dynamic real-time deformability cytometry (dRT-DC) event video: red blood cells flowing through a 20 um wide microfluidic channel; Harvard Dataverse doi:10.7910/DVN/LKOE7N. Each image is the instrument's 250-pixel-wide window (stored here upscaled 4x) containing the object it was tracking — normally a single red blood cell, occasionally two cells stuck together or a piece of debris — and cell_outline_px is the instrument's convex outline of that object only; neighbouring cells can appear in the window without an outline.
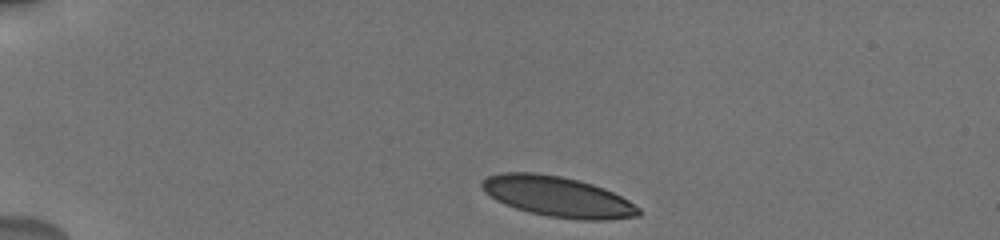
{"species": "human", "species_latin": "Homo sapiens", "temperature_condition": "cold", "stored_images_in_passage": 34, "camera_frame_rate_fps": 3000, "um_per_image_px": 0.085, "donor": {"sex": "male"}, "frame": {"image": 1, "passage_image": 1, "time_ms": 0.0, "image_size_px": [1000, 240], "cell_outline_px": [[640, 216], [608, 220], [580, 220], [548, 216], [528, 212], [504, 204], [496, 200], [484, 192], [480, 184], [488, 176], [500, 172], [536, 172], [560, 176], [592, 184], [604, 188], [628, 200], [640, 208]], "centroid_in_image_um": [47.39, 16.72], "position_along_channel_um": 37.6, "area_um2": 36.93}}
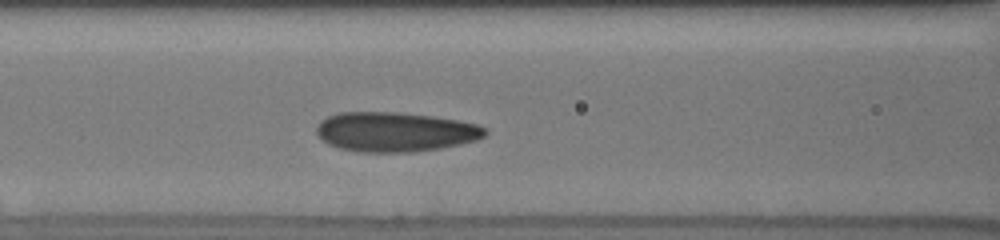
{"frame": {"image": 2, "passage_image": 10, "time_ms": 4.333, "image_size_px": [1000, 240], "cell_outline_px": [[488, 132], [484, 136], [476, 140], [460, 144], [440, 148], [412, 152], [360, 152], [340, 148], [328, 144], [316, 132], [316, 128], [320, 120], [328, 116], [340, 112], [396, 112], [432, 116], [456, 120], [476, 124], [488, 128]], "centroid_in_image_um": [33.59, 11.21], "position_along_channel_um": 133.0, "area_um2": 38.84}}
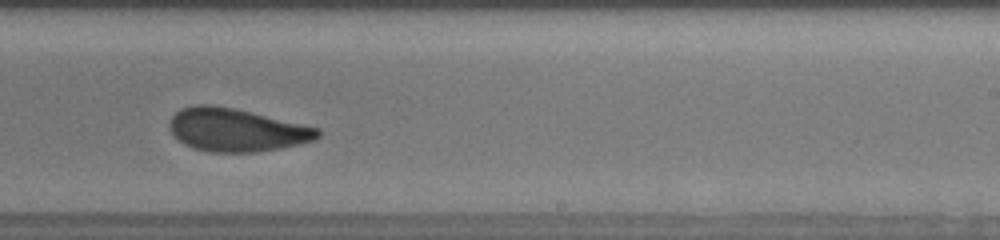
{"frame": {"image": 3, "passage_image": 18, "time_ms": 8.0, "image_size_px": [1000, 240], "cell_outline_px": [[320, 136], [316, 140], [280, 148], [256, 152], [208, 152], [192, 148], [184, 144], [172, 132], [168, 124], [172, 116], [180, 108], [192, 104], [212, 104], [232, 108], [320, 128]], "centroid_in_image_um": [20.07, 11.04], "position_along_channel_um": 268.9, "area_um2": 37.11}, "authors_computed_cell_mechanics": {"area_um2": 37.0498, "velocity_mm_per_s": 3.7208, "shape_relaxation_time_tau1_ms": 3.9453, "shape_relaxation_time_tau2_ms": 1.1689, "deformation_change_tau1": 0.1213, "deformation_change_tau2": 0.0661}}